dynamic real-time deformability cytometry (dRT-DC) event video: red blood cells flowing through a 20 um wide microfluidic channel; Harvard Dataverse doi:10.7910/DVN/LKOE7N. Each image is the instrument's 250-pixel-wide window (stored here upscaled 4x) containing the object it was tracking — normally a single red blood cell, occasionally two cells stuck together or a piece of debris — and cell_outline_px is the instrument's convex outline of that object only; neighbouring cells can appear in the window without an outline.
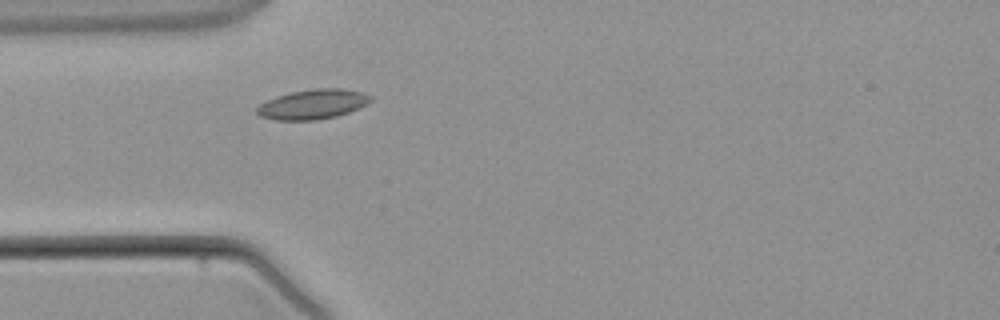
{"species": "common noctule bat (a hibernating species)", "species_latin": "Nyctalus noctula", "temperature_condition": "warm", "stored_images_in_passage": 3, "camera_frame_rate_fps": 3000, "um_per_image_px": 0.085, "animal": {"sex": "male", "body_mass_g": 21.5, "forearm_length_mm": 52.0}, "frame": {"image": 1, "passage_image": 3, "time_ms": 2.667, "image_size_px": [1000, 320], "cell_outline_px": [[372, 100], [360, 108], [336, 116], [316, 120], [276, 120], [260, 116], [256, 112], [256, 108], [260, 104], [276, 96], [292, 92], [316, 88], [344, 88], [360, 92], [372, 96]], "centroid_in_image_um": [26.59, 8.86], "position_along_channel_um": 58.4, "area_um2": 19.65}}